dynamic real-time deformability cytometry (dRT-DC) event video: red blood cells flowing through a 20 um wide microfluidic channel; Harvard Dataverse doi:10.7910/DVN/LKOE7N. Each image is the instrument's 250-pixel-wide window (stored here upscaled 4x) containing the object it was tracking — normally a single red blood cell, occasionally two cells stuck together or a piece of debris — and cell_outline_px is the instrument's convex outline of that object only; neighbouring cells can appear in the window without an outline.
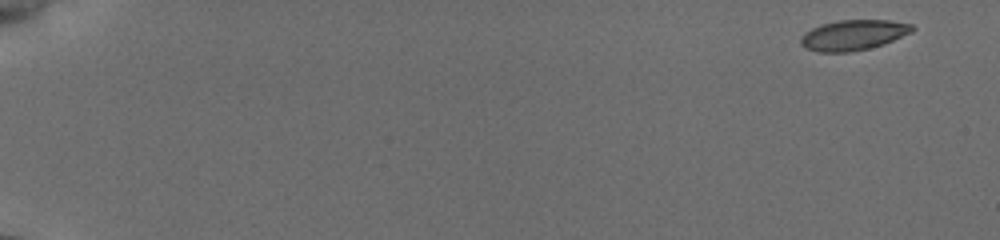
{"species": "common noctule bat (a hibernating species)", "species_latin": "Nyctalus noctula", "temperature_condition": "cold", "stored_images_in_passage": 61, "camera_frame_rate_fps": 3000, "um_per_image_px": 0.085, "animal": {"sex": "female", "body_mass_g": 19.5, "forearm_length_mm": 54.1}, "frame": {"image": 1, "passage_image": 1, "time_ms": 0.0, "image_size_px": [1000, 240], "cell_outline_px": [[916, 28], [912, 32], [884, 44], [868, 48], [848, 52], [820, 52], [804, 48], [800, 44], [800, 36], [804, 32], [820, 24], [840, 20], [888, 20], [912, 24]], "centroid_in_image_um": [72.51, 2.97], "position_along_channel_um": 12.5, "area_um2": 19.83}}
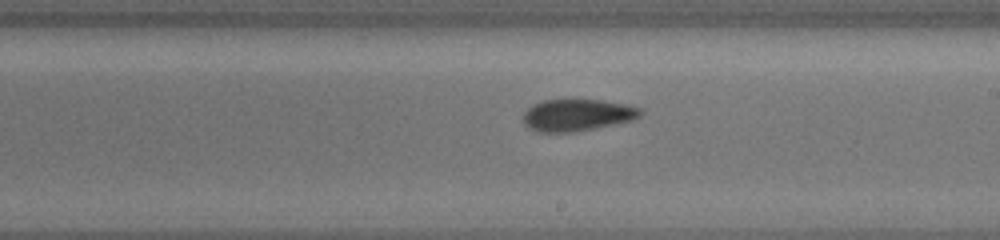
{"frame": {"image": 2, "passage_image": 33, "time_ms": 10.667, "image_size_px": [1000, 240], "cell_outline_px": [[644, 112], [640, 116], [628, 120], [592, 128], [568, 132], [540, 132], [524, 124], [520, 116], [532, 104], [544, 100], [600, 100], [624, 104], [640, 108]], "centroid_in_image_um": [48.99, 9.76], "position_along_channel_um": 240.0, "area_um2": 21.33}}
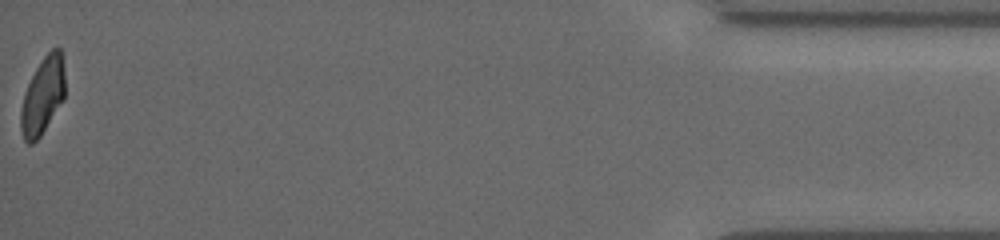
{"frame": {"image": 3, "passage_image": 61, "time_ms": 17.667, "image_size_px": [1000, 240], "cell_outline_px": [[64, 100], [40, 136], [32, 144], [28, 144], [24, 140], [20, 128], [20, 112], [24, 96], [28, 84], [36, 68], [44, 56], [52, 48], [60, 48], [64, 68]], "centroid_in_image_um": [3.63, 8.16], "position_along_channel_um": 431.6, "area_um2": 19.65}, "authors_computed_cell_mechanics": {"area_um2": 20.6346, "velocity_mm_per_s": 3.8463, "shape_relaxation_time_tau1_ms": 6.6166, "shape_relaxation_time_tau2_ms": 2.3178, "deformation_change_tau1": 0.1404, "deformation_change_tau2": 0.0749}}